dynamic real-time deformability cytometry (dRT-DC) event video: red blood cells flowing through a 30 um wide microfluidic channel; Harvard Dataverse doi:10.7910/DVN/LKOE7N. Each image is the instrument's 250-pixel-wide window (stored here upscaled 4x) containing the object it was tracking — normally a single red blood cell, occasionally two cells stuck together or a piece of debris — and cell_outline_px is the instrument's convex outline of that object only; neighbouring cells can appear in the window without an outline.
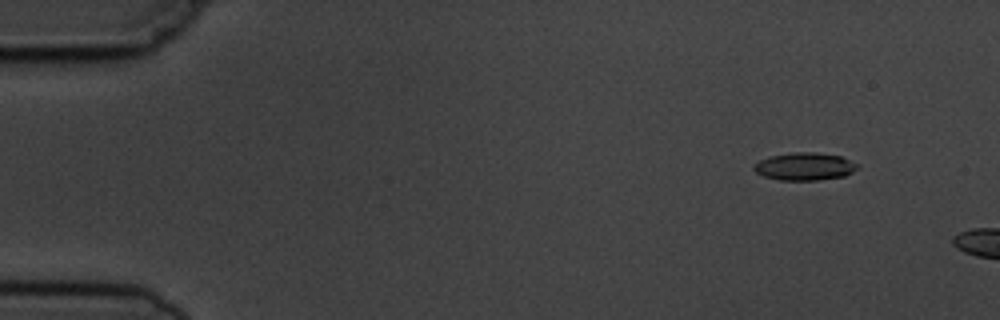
{"species": "common noctule bat (a hibernating species)", "species_latin": "Nyctalus noctula", "temperature_condition": "cold", "stored_images_in_passage": 3, "camera_frame_rate_fps": 3000, "um_per_image_px": 0.085, "animal": {"sex": "male", "body_mass_g": 19.5, "forearm_length_mm": 54.6}, "frame": {"image": 1, "passage_image": 2, "time_ms": 1.0, "image_size_px": [1000, 320], "cell_outline_px": [[860, 168], [844, 176], [816, 180], [780, 180], [764, 176], [756, 172], [752, 168], [760, 160], [768, 156], [792, 152], [812, 152], [840, 156], [860, 164]], "centroid_in_image_um": [68.42, 14.14], "position_along_channel_um": 16.6, "area_um2": 16.7}}